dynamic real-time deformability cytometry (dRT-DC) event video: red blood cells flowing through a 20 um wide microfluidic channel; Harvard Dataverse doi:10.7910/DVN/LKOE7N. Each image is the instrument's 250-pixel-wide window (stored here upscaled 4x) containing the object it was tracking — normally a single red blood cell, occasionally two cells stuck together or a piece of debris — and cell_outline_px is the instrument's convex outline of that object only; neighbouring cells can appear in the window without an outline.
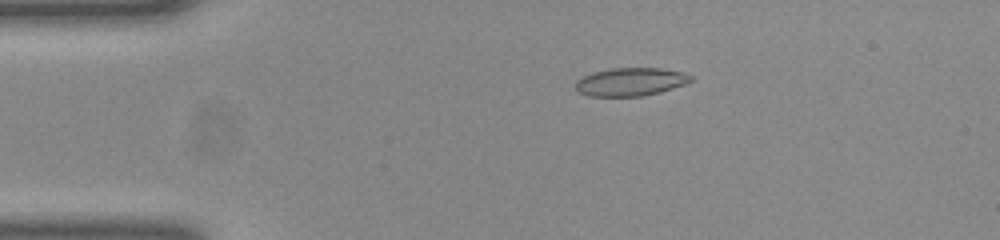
{"species": "common noctule bat (a hibernating species)", "species_latin": "Nyctalus noctula", "temperature_condition": "room temperature", "stored_images_in_passage": 51, "camera_frame_rate_fps": 3000, "um_per_image_px": 0.085, "animal": {"sex": "female", "body_mass_g": 23.0, "forearm_length_mm": 53.4}, "frame": {"image": 1, "passage_image": 10, "time_ms": 3.0, "image_size_px": [1000, 240], "cell_outline_px": [[696, 80], [688, 84], [660, 92], [640, 96], [588, 96], [580, 92], [576, 88], [576, 80], [580, 76], [592, 72], [612, 68], [660, 68], [684, 72], [692, 76]], "centroid_in_image_um": [53.64, 6.95], "position_along_channel_um": 31.4, "area_um2": 19.19}}
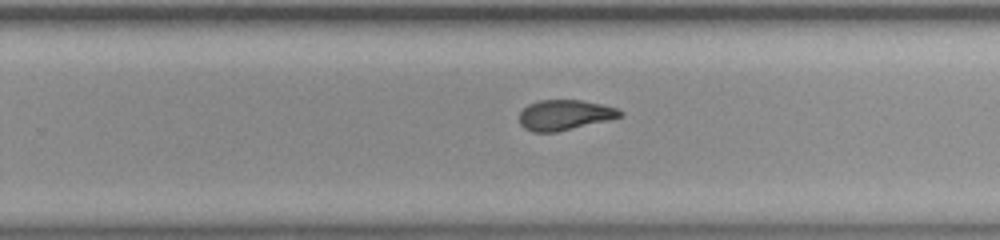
{"frame": {"image": 2, "passage_image": 32, "time_ms": 10.333, "image_size_px": [1000, 240], "cell_outline_px": [[624, 116], [608, 120], [556, 132], [532, 132], [524, 128], [520, 124], [520, 112], [528, 104], [536, 100], [580, 100], [604, 104], [616, 108], [624, 112]], "centroid_in_image_um": [48.01, 9.76], "position_along_channel_um": 281.8, "area_um2": 17.86}}
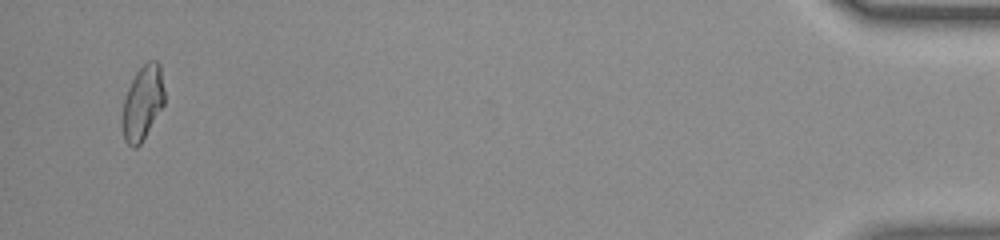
{"frame": {"image": 3, "passage_image": 49, "time_ms": 16.0, "image_size_px": [1000, 240], "cell_outline_px": [[164, 104], [140, 144], [136, 148], [132, 148], [124, 140], [120, 124], [120, 116], [124, 100], [128, 88], [136, 72], [148, 60], [156, 60], [160, 64], [164, 88]], "centroid_in_image_um": [12.09, 8.76], "position_along_channel_um": 423.1, "area_um2": 18.5}, "authors_computed_cell_mechanics": {"area_um2": 18.7272, "velocity_mm_per_s": 4.0398, "shape_relaxation_time_tau1_ms": null, "shape_relaxation_time_tau2_ms": 1.231, "deformation_change_tau1": null, "deformation_change_tau2": 0.0785}}